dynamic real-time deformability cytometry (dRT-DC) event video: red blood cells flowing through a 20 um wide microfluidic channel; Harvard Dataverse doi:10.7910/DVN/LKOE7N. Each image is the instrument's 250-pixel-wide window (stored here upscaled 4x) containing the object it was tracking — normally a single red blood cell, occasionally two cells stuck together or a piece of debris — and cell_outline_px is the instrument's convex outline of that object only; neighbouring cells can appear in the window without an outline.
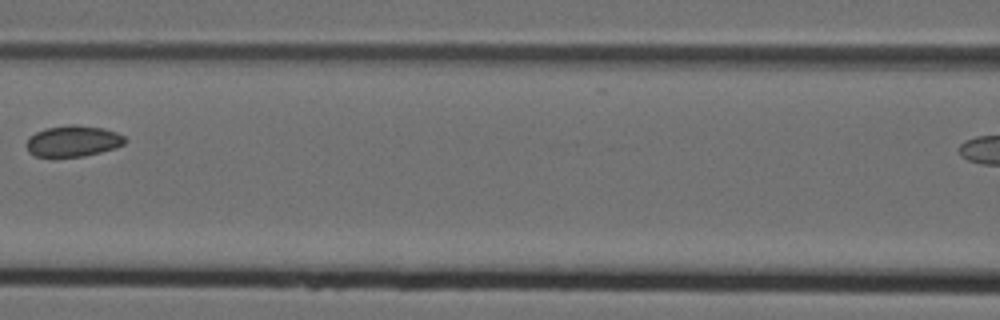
{"species": "Egyptian fruit bat (a non-hibernating species)", "species_latin": "Rousettus aegyptiacus", "temperature_condition": "cold", "stored_images_in_passage": 8, "segment_of_instrument_passage": [1, 2], "camera_frame_rate_fps": 3000, "um_per_image_px": 0.085, "animal": {"sex": "female"}, "frame": {"image": 1, "passage_image": 6, "time_ms": 1.667, "image_size_px": [1000, 320], "cell_outline_px": [[128, 140], [124, 144], [116, 148], [84, 156], [36, 156], [28, 152], [24, 144], [28, 136], [44, 128], [68, 124], [76, 124], [104, 128], [116, 132], [124, 136]], "centroid_in_image_um": [6.19, 11.97], "position_along_channel_um": 160.4, "area_um2": 18.15}}
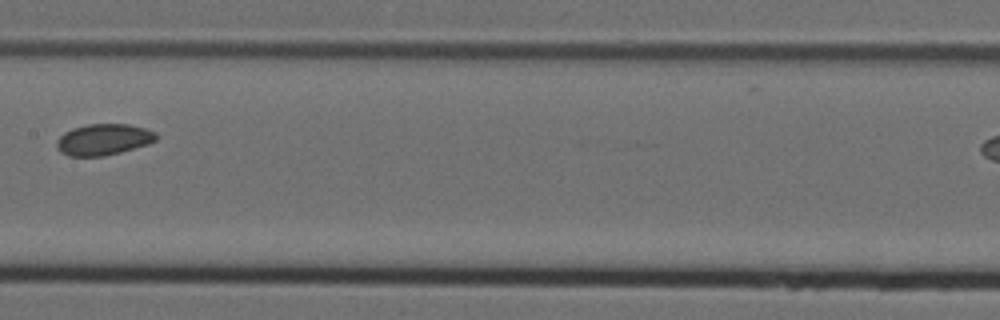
{"frame": {"image": 2, "passage_image": 7, "time_ms": 2.0, "image_size_px": [1000, 320], "cell_outline_px": [[156, 140], [148, 144], [120, 152], [104, 156], [68, 156], [60, 152], [56, 148], [56, 140], [64, 132], [72, 128], [88, 124], [128, 124], [144, 128], [156, 132]], "centroid_in_image_um": [8.76, 11.86], "position_along_channel_um": 198.6, "area_um2": 18.15}}